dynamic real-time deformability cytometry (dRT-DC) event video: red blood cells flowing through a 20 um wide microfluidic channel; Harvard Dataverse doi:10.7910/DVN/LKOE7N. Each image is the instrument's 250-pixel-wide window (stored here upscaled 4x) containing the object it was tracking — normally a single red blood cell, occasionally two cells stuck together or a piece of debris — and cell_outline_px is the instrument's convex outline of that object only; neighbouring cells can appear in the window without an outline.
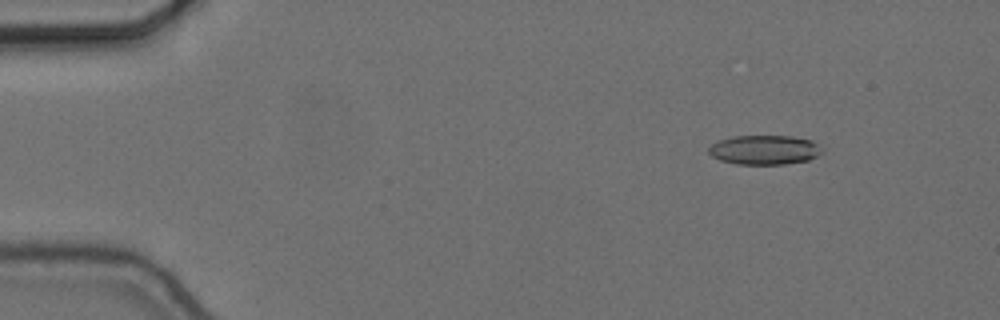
{"species": "common noctule bat (a hibernating species)", "species_latin": "Nyctalus noctula", "temperature_condition": "cold", "stored_images_in_passage": 50, "camera_frame_rate_fps": 3000, "um_per_image_px": 0.085, "animal": {"sex": "female", "body_mass_g": 24.6, "forearm_length_mm": 56.2}, "frame": {"image": 1, "passage_image": 1, "time_ms": 0.0, "image_size_px": [1000, 320], "cell_outline_px": [[820, 152], [816, 156], [808, 160], [784, 164], [736, 164], [720, 160], [712, 156], [708, 152], [708, 148], [712, 144], [720, 140], [732, 136], [792, 136], [812, 140], [820, 148]], "centroid_in_image_um": [64.94, 12.74], "position_along_channel_um": 20.1, "area_um2": 19.25}}
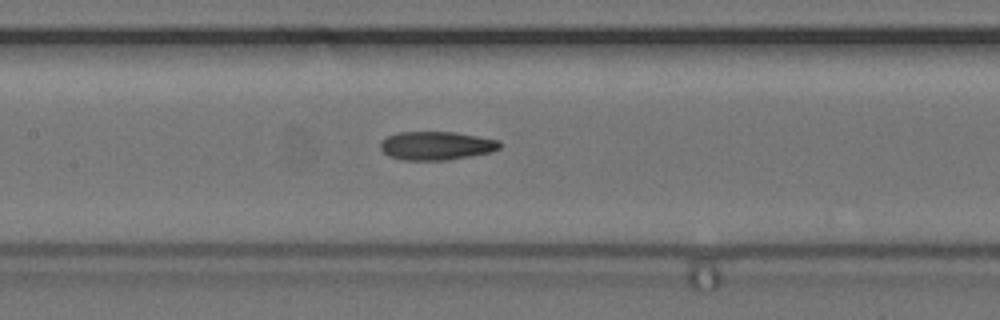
{"frame": {"image": 2, "passage_image": 21, "time_ms": 6.667, "image_size_px": [1000, 320], "cell_outline_px": [[500, 148], [488, 152], [472, 156], [448, 160], [404, 160], [388, 156], [380, 148], [380, 140], [396, 132], [456, 132], [500, 140]], "centroid_in_image_um": [37.06, 12.38], "position_along_channel_um": 170.3, "area_um2": 19.94}}
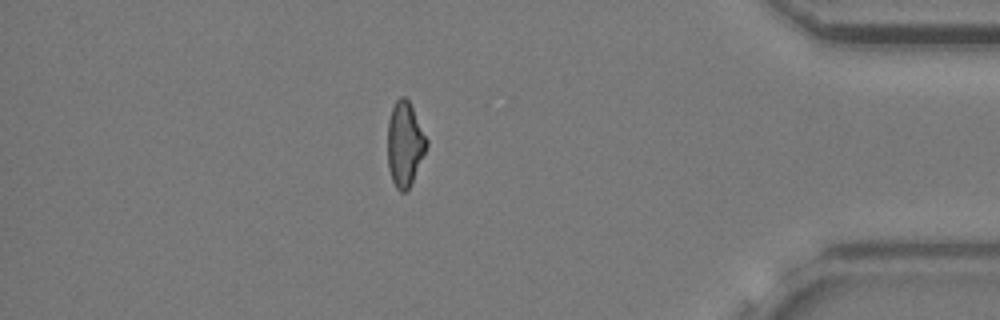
{"frame": {"image": 3, "passage_image": 43, "time_ms": 14.0, "image_size_px": [1000, 320], "cell_outline_px": [[428, 144], [412, 180], [408, 188], [404, 192], [400, 192], [396, 188], [392, 180], [388, 168], [388, 120], [392, 108], [396, 100], [400, 96], [404, 96], [408, 100], [428, 140]], "centroid_in_image_um": [34.39, 12.23], "position_along_channel_um": 400.8, "area_um2": 18.84}, "authors_computed_cell_mechanics": {"area_um2": 19.8832, "velocity_mm_per_s": 3.6655, "shape_relaxation_time_tau1_ms": null, "shape_relaxation_time_tau2_ms": 5.3589, "deformation_change_tau1": null, "deformation_change_tau2": 0.133}}